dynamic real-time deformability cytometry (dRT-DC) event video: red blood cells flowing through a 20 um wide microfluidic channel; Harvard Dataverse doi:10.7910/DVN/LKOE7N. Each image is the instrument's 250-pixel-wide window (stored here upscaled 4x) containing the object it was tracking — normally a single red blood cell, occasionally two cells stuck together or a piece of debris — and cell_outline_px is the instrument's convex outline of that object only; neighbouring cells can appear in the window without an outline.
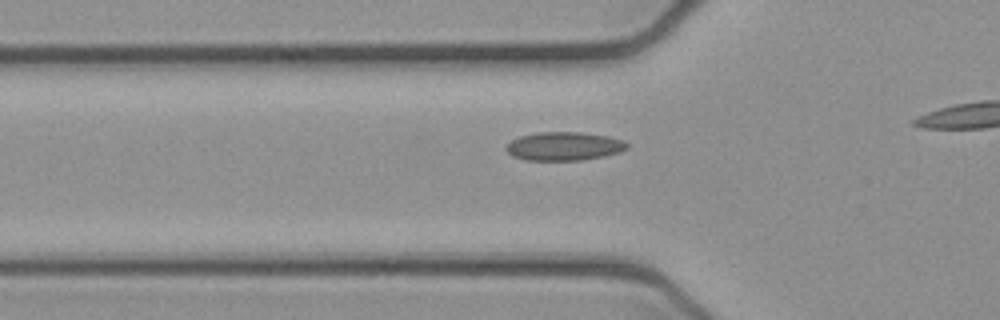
{"species": "common noctule bat (a hibernating species)", "species_latin": "Nyctalus noctula", "temperature_condition": "cold", "stored_images_in_passage": 26, "camera_frame_rate_fps": 3000, "um_per_image_px": 0.085, "animal": {"sex": "female", "body_mass_g": 21.9}, "frame": {"image": 1, "passage_image": 11, "time_ms": 3.333, "image_size_px": [1000, 320], "cell_outline_px": [[628, 148], [620, 152], [604, 156], [580, 160], [528, 160], [512, 156], [504, 148], [512, 140], [520, 136], [536, 132], [580, 132], [608, 136], [624, 140], [628, 144]], "centroid_in_image_um": [47.95, 12.42], "position_along_channel_um": 77.8, "area_um2": 20.11}}
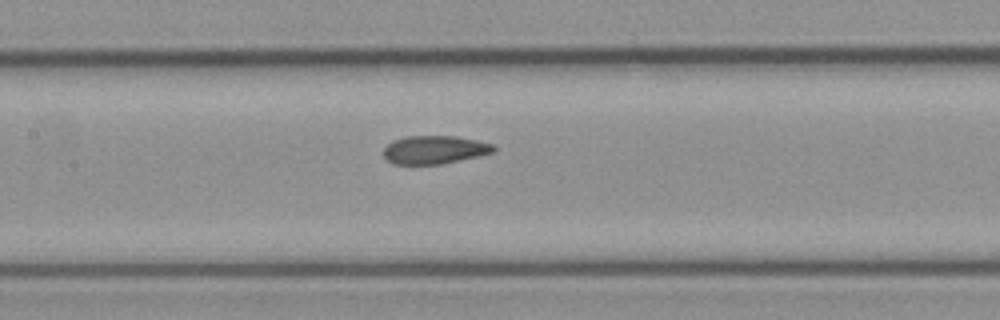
{"frame": {"image": 2, "passage_image": 18, "time_ms": 5.667, "image_size_px": [1000, 320], "cell_outline_px": [[496, 152], [480, 156], [440, 164], [392, 164], [384, 156], [384, 148], [392, 140], [408, 136], [456, 136], [476, 140], [492, 144], [496, 148]], "centroid_in_image_um": [36.95, 12.73], "position_along_channel_um": 170.4, "area_um2": 18.15}}
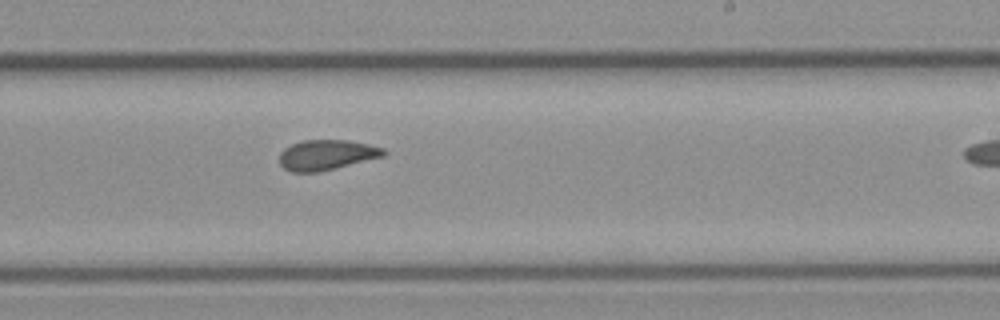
{"frame": {"image": 3, "passage_image": 25, "time_ms": 8.0, "image_size_px": [1000, 320], "cell_outline_px": [[388, 152], [384, 156], [316, 172], [292, 172], [284, 168], [280, 164], [280, 152], [284, 148], [292, 144], [304, 140], [348, 140], [368, 144], [384, 148]], "centroid_in_image_um": [27.76, 13.15], "position_along_channel_um": 261.2, "area_um2": 18.15}}